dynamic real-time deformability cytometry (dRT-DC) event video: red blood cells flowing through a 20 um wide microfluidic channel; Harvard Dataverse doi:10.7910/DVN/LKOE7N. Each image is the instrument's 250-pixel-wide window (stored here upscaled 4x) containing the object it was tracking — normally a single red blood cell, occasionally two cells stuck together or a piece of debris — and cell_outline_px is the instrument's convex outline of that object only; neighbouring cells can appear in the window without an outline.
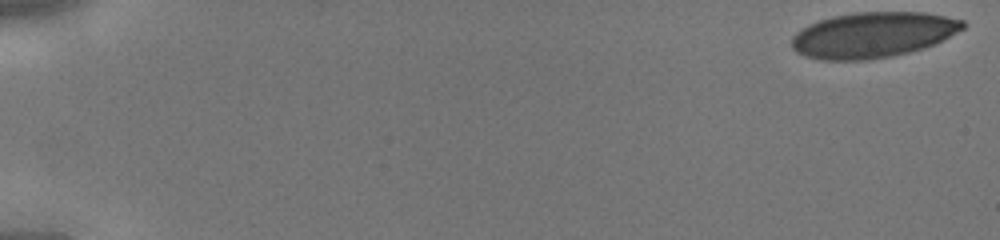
{"species": "human", "species_latin": "Homo sapiens", "temperature_condition": "cold", "stored_images_in_passage": 44, "camera_frame_rate_fps": 3000, "um_per_image_px": 0.085, "donor": {"sex": "male"}, "frame": {"image": 1, "passage_image": 1, "time_ms": 0.0, "image_size_px": [1000, 240], "cell_outline_px": [[964, 28], [924, 48], [892, 56], [868, 60], [820, 60], [804, 56], [796, 52], [792, 48], [792, 36], [796, 32], [808, 24], [832, 16], [856, 12], [924, 12], [964, 20]], "centroid_in_image_um": [74.14, 2.97], "position_along_channel_um": 10.9, "area_um2": 45.32}}
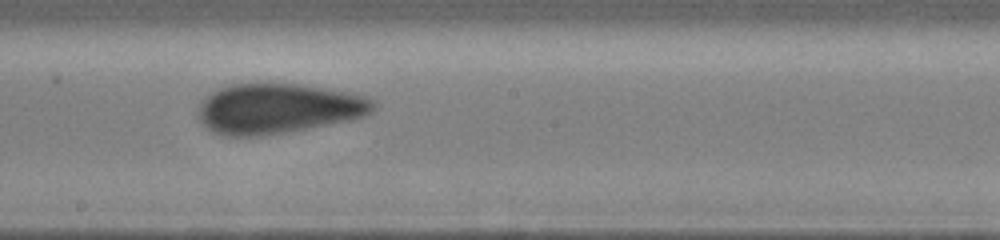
{"frame": {"image": 2, "passage_image": 26, "time_ms": 8.333, "image_size_px": [1000, 240], "cell_outline_px": [[376, 108], [372, 112], [364, 116], [352, 120], [284, 132], [260, 136], [224, 136], [212, 132], [196, 116], [196, 112], [200, 100], [212, 92], [220, 88], [232, 84], [300, 84], [328, 88], [348, 92], [364, 96], [376, 100]], "centroid_in_image_um": [23.63, 9.22], "position_along_channel_um": 224.6, "area_um2": 51.38}}
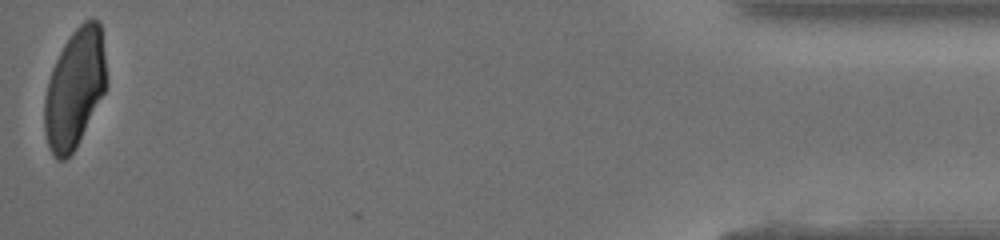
{"frame": {"image": 3, "passage_image": 44, "time_ms": 14.333, "image_size_px": [1000, 240], "cell_outline_px": [[108, 84], [76, 148], [64, 160], [56, 160], [48, 148], [44, 132], [44, 96], [48, 80], [52, 68], [64, 44], [72, 32], [84, 20], [92, 16], [100, 20], [108, 80]], "centroid_in_image_um": [6.35, 7.5], "position_along_channel_um": 428.8, "area_um2": 43.41}}